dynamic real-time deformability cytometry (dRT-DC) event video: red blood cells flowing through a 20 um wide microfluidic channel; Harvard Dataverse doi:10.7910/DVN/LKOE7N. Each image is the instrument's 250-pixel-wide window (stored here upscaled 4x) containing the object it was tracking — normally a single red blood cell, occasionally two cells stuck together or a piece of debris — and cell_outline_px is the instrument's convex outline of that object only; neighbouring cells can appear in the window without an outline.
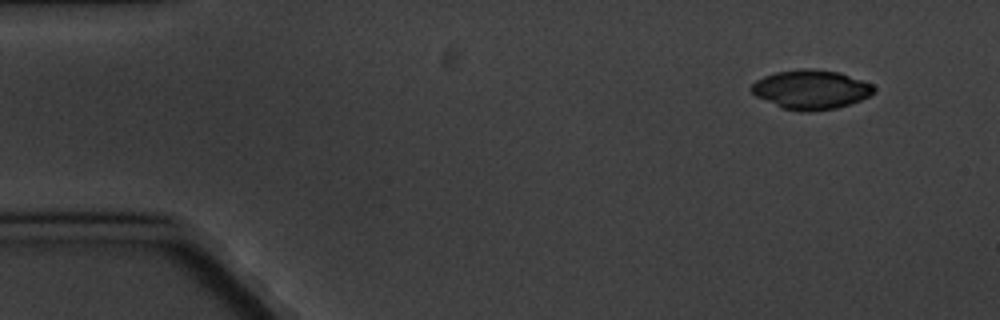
{"species": "common noctule bat (a hibernating species)", "species_latin": "Nyctalus noctula", "temperature_condition": "cold", "stored_images_in_passage": 3, "camera_frame_rate_fps": 3000, "um_per_image_px": 0.085, "animal": {"sex": "male", "body_mass_g": 20.1, "forearm_length_mm": 53.5}, "frame": {"image": 1, "passage_image": 1, "time_ms": 0.0, "image_size_px": [1000, 320], "cell_outline_px": [[876, 92], [860, 100], [836, 108], [808, 112], [800, 112], [780, 108], [756, 96], [748, 88], [756, 80], [764, 76], [776, 72], [804, 68], [812, 68], [840, 72], [872, 84], [876, 88]], "centroid_in_image_um": [68.91, 7.61], "position_along_channel_um": 16.1, "area_um2": 28.21}}